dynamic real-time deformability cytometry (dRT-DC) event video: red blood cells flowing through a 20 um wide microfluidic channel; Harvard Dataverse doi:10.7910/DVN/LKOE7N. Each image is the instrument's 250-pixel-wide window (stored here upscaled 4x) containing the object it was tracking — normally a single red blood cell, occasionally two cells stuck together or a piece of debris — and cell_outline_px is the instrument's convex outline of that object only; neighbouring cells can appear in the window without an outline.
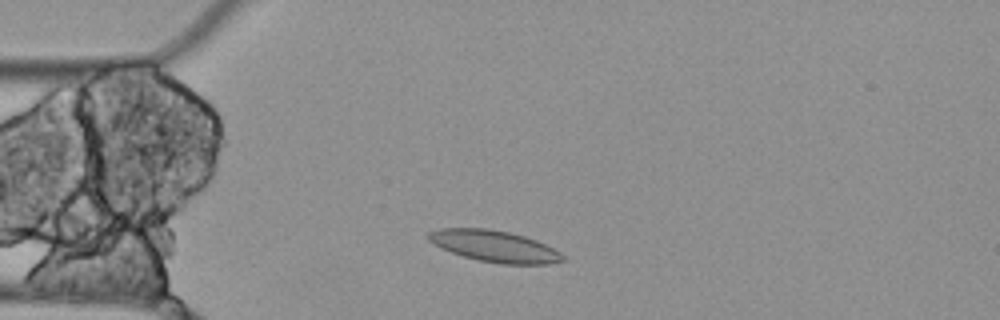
{"species": "Egyptian fruit bat (a non-hibernating species)", "species_latin": "Rousettus aegyptiacus", "temperature_condition": "cold", "stored_images_in_passage": 5, "camera_frame_rate_fps": 3000, "um_per_image_px": 0.085, "animal": {"sex": "female"}, "frame": {"image": 1, "passage_image": 2, "time_ms": 0.333, "image_size_px": [1000, 320], "cell_outline_px": [[564, 260], [548, 264], [500, 264], [480, 260], [464, 256], [440, 248], [432, 244], [428, 240], [428, 232], [440, 228], [488, 228], [508, 232], [524, 236], [536, 240], [560, 252], [564, 256]], "centroid_in_image_um": [42.0, 20.92], "position_along_channel_um": 43.0, "area_um2": 24.51}}
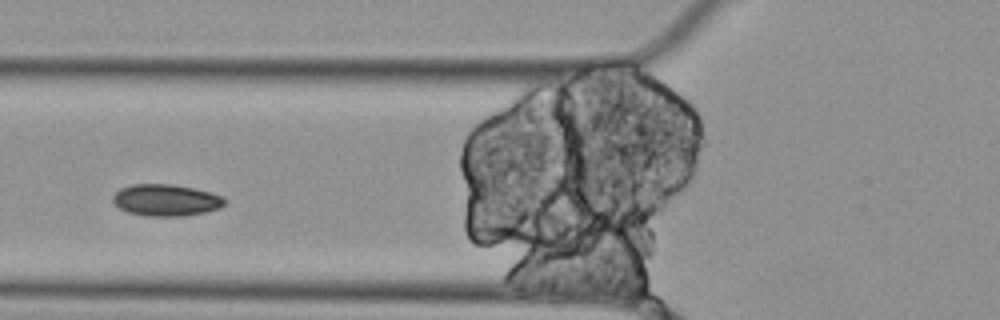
{"frame": {"image": 2, "passage_image": 4, "time_ms": 1.0, "image_size_px": [1000, 320], "cell_outline_px": [[224, 204], [220, 208], [204, 212], [184, 216], [148, 216], [128, 212], [120, 208], [112, 200], [112, 196], [120, 188], [132, 184], [172, 184], [212, 192], [224, 196]], "centroid_in_image_um": [14.11, 17.0], "position_along_channel_um": 111.7, "area_um2": 20.63}}
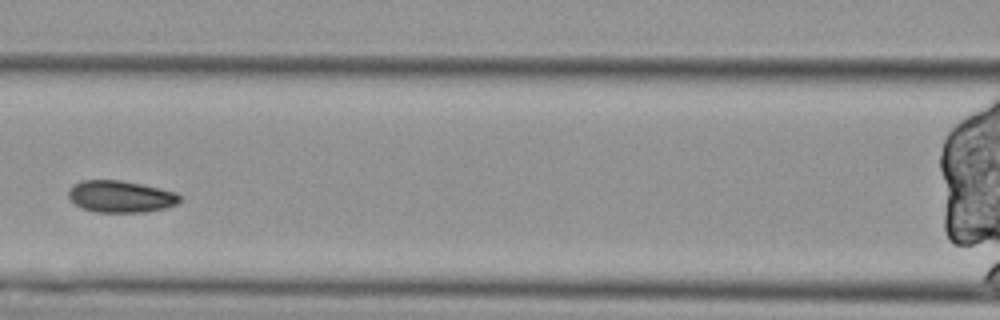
{"frame": {"image": 3, "passage_image": 5, "time_ms": 1.333, "image_size_px": [1000, 320], "cell_outline_px": [[180, 200], [176, 204], [164, 208], [144, 212], [96, 212], [80, 208], [68, 196], [68, 192], [76, 184], [84, 180], [120, 180], [160, 188], [176, 192], [180, 196]], "centroid_in_image_um": [10.26, 16.71], "position_along_channel_um": 156.3, "area_um2": 20.4}}